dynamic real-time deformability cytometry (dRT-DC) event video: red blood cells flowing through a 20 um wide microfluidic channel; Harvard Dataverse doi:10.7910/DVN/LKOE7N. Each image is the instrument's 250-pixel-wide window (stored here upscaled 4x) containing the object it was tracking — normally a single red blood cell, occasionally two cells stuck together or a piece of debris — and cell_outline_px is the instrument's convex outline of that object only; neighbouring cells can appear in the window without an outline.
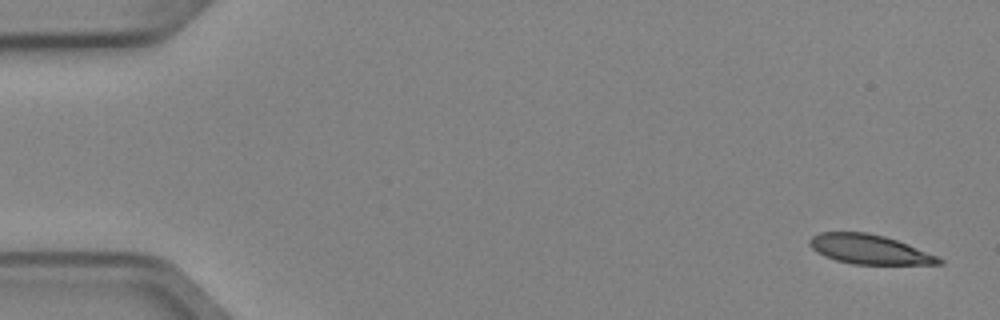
{"species": "Egyptian fruit bat (a non-hibernating species)", "species_latin": "Rousettus aegyptiacus", "temperature_condition": "cold", "stored_images_in_passage": 7, "camera_frame_rate_fps": 3000, "um_per_image_px": 0.085, "animal": {"sex": "female"}, "frame": {"image": 1, "passage_image": 1, "time_ms": 0.0, "image_size_px": [1000, 320], "cell_outline_px": [[944, 264], [852, 264], [836, 260], [824, 256], [816, 252], [808, 244], [808, 240], [812, 236], [820, 232], [868, 232], [884, 236], [908, 244], [936, 256], [944, 260]], "centroid_in_image_um": [73.85, 21.19], "position_along_channel_um": 11.1, "area_um2": 22.14}}
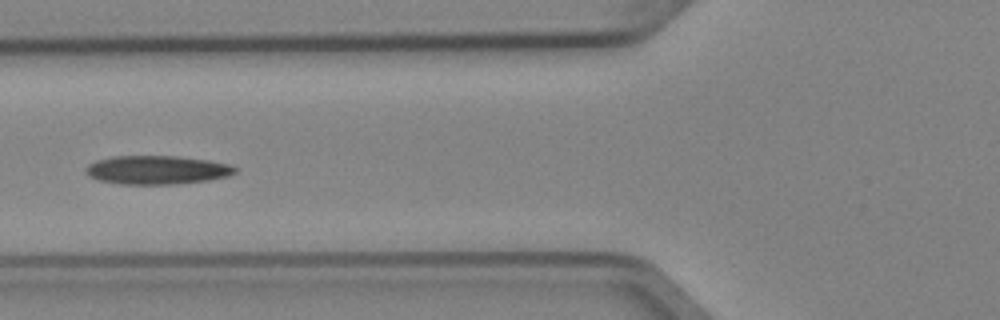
{"frame": {"image": 2, "passage_image": 6, "time_ms": 1.667, "image_size_px": [1000, 320], "cell_outline_px": [[236, 172], [228, 176], [208, 180], [172, 184], [120, 184], [96, 180], [88, 176], [84, 172], [84, 168], [88, 164], [96, 160], [112, 156], [176, 156], [208, 160], [232, 164], [236, 168]], "centroid_in_image_um": [13.29, 14.44], "position_along_channel_um": 112.5, "area_um2": 25.14}}
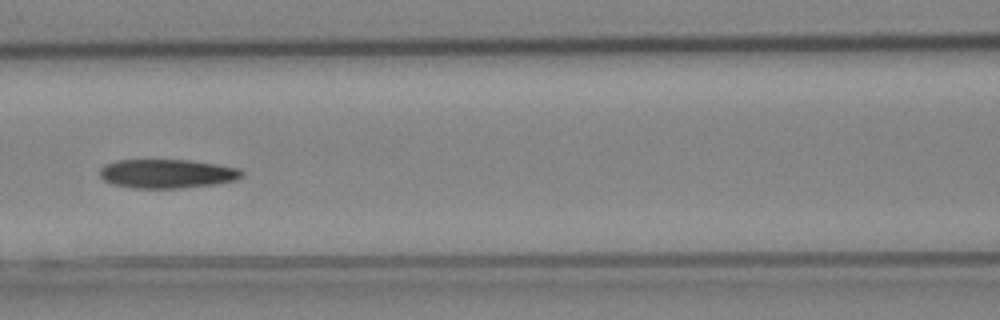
{"frame": {"image": 3, "passage_image": 7, "time_ms": 2.0, "image_size_px": [1000, 320], "cell_outline_px": [[244, 176], [236, 180], [216, 184], [180, 188], [132, 188], [112, 184], [104, 180], [100, 176], [100, 168], [104, 164], [116, 160], [192, 160], [220, 164], [240, 168], [244, 172]], "centroid_in_image_um": [14.24, 14.76], "position_along_channel_um": 152.4, "area_um2": 24.33}}